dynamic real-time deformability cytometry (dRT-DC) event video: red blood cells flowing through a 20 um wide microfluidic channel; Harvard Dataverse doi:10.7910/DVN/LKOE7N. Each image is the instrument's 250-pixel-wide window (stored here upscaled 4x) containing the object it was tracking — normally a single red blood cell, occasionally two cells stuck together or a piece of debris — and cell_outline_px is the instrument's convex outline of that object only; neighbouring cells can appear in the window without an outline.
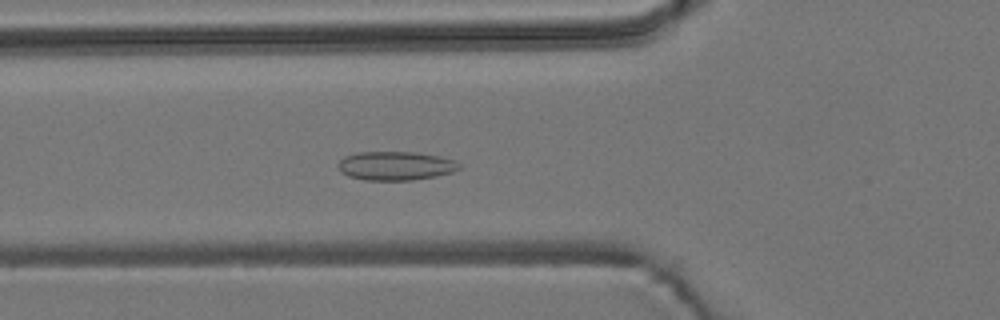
{"species": "common noctule bat (a hibernating species)", "species_latin": "Nyctalus noctula", "temperature_condition": "room temperature", "stored_images_in_passage": 55, "camera_frame_rate_fps": 3000, "um_per_image_px": 0.085, "animal": {"sex": "male", "body_mass_g": 19.2, "forearm_length_mm": 51.8}, "frame": {"image": 1, "passage_image": 20, "time_ms": 6.333, "image_size_px": [1000, 320], "cell_outline_px": [[460, 168], [452, 172], [436, 176], [412, 180], [364, 180], [348, 176], [340, 172], [336, 164], [344, 156], [356, 152], [412, 152], [440, 156], [452, 160], [460, 164]], "centroid_in_image_um": [33.57, 14.09], "position_along_channel_um": 92.2, "area_um2": 20.4}}
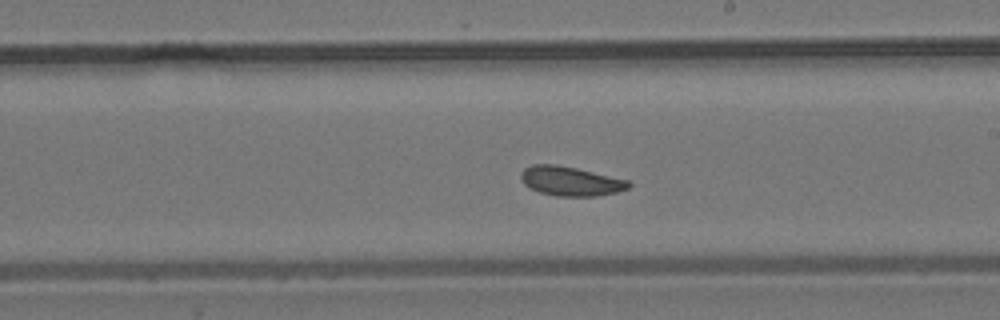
{"frame": {"image": 2, "passage_image": 32, "time_ms": 10.333, "image_size_px": [1000, 320], "cell_outline_px": [[632, 184], [628, 188], [616, 192], [596, 196], [556, 196], [540, 192], [524, 184], [520, 180], [520, 172], [524, 168], [532, 164], [556, 164], [576, 168], [628, 180]], "centroid_in_image_um": [48.47, 15.39], "position_along_channel_um": 240.5, "area_um2": 18.38}}
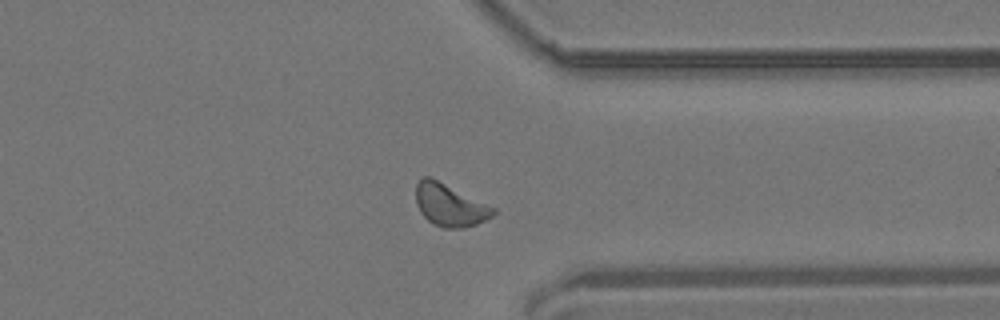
{"frame": {"image": 3, "passage_image": 43, "time_ms": 14.0, "image_size_px": [1000, 320], "cell_outline_px": [[496, 212], [492, 216], [476, 224], [464, 228], [444, 228], [432, 224], [420, 212], [416, 204], [416, 184], [424, 176], [428, 176], [496, 208]], "centroid_in_image_um": [38.22, 17.45], "position_along_channel_um": 373.2, "area_um2": 18.84}}